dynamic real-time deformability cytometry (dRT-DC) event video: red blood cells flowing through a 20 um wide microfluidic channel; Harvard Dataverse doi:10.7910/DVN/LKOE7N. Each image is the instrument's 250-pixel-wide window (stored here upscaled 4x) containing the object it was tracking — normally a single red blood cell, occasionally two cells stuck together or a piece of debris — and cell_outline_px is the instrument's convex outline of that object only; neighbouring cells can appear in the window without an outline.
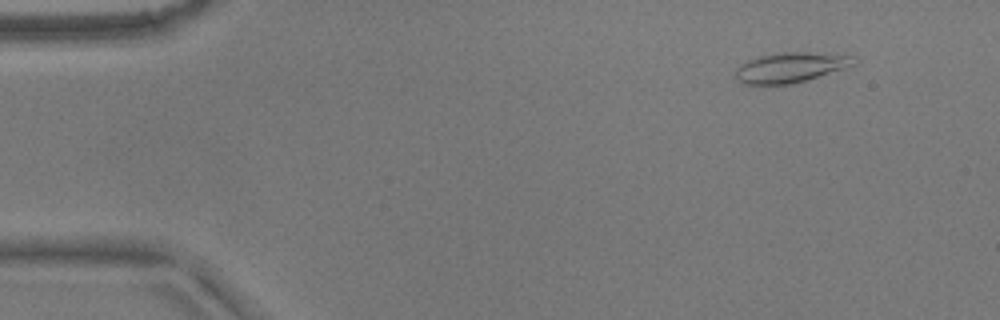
{"species": "common noctule bat (a hibernating species)", "species_latin": "Nyctalus noctula", "temperature_condition": "warm", "stored_images_in_passage": 49, "camera_frame_rate_fps": 3000, "um_per_image_px": 0.085, "animal": {"sex": "male", "body_mass_g": 17.9}, "frame": {"image": 1, "passage_image": 1, "time_ms": 0.0, "image_size_px": [1000, 320], "cell_outline_px": [[856, 64], [844, 68], [792, 84], [744, 84], [736, 80], [736, 68], [740, 64], [748, 60], [760, 56], [780, 52], [808, 52], [852, 56]], "centroid_in_image_um": [67.14, 5.73], "position_along_channel_um": 17.9, "area_um2": 20.4}}
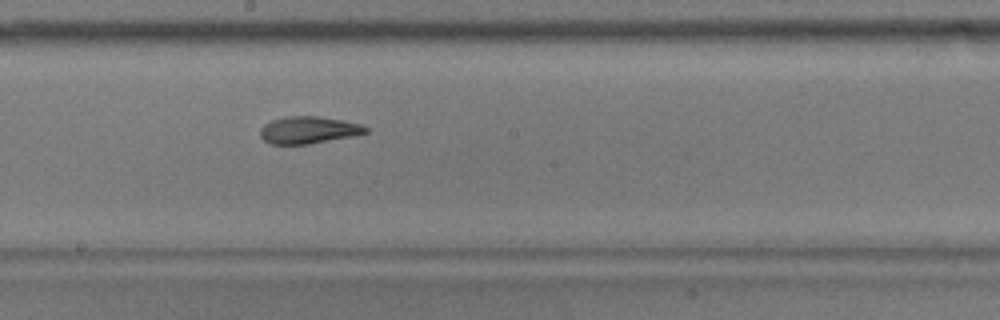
{"frame": {"image": 2, "passage_image": 25, "time_ms": 8.0, "image_size_px": [1000, 320], "cell_outline_px": [[368, 132], [356, 136], [308, 144], [272, 144], [264, 140], [260, 136], [260, 128], [264, 124], [272, 120], [284, 116], [320, 116], [344, 120], [360, 124], [368, 128]], "centroid_in_image_um": [26.24, 11.04], "position_along_channel_um": 222.0, "area_um2": 16.88}}
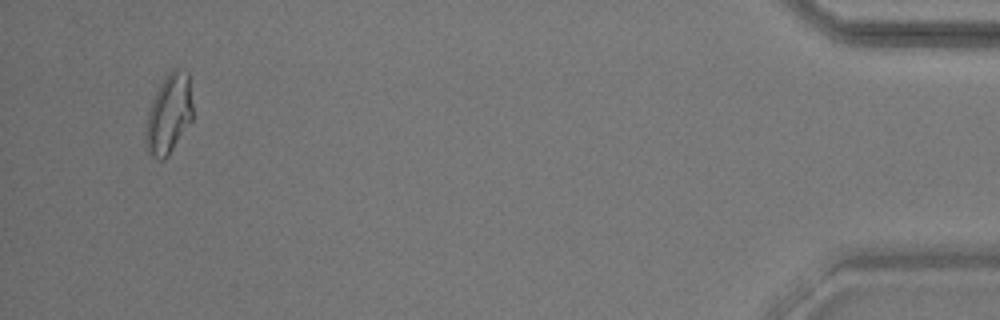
{"frame": {"image": 3, "passage_image": 47, "time_ms": 15.333, "image_size_px": [1000, 320], "cell_outline_px": [[192, 120], [168, 156], [164, 160], [160, 160], [152, 156], [148, 152], [144, 140], [144, 128], [148, 112], [152, 100], [156, 92], [168, 72], [176, 64], [188, 72], [192, 104]], "centroid_in_image_um": [14.34, 9.67], "position_along_channel_um": 420.9, "area_um2": 22.14}, "authors_computed_cell_mechanics": {"area_um2": 18.207, "velocity_mm_per_s": 3.7536, "shape_relaxation_time_tau1_ms": 7.881, "shape_relaxation_time_tau2_ms": 2.262, "deformation_change_tau1": 0.2132, "deformation_change_tau2": 0.0926}}